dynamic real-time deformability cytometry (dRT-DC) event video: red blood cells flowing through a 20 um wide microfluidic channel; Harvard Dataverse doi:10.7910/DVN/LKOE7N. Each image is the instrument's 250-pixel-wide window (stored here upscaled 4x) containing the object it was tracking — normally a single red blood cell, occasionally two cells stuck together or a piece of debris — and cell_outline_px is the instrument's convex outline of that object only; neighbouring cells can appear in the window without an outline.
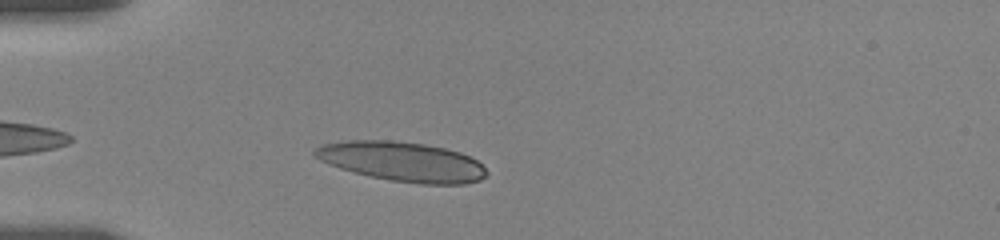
{"species": "human", "species_latin": "Homo sapiens", "temperature_condition": "room temperature", "stored_images_in_passage": 53, "camera_frame_rate_fps": 3000, "um_per_image_px": 0.085, "donor": {"sex": "female"}, "frame": {"image": 1, "passage_image": 4, "time_ms": 1.0, "image_size_px": [1000, 240], "cell_outline_px": [[488, 172], [480, 180], [464, 184], [420, 184], [392, 180], [352, 172], [340, 168], [320, 160], [312, 156], [312, 152], [320, 144], [348, 140], [392, 140], [424, 144], [444, 148], [460, 152], [476, 160]], "centroid_in_image_um": [34.15, 13.73], "position_along_channel_um": 50.9, "area_um2": 39.48}}
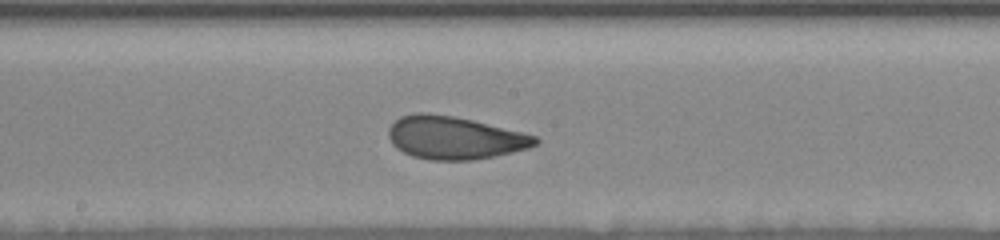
{"frame": {"image": 2, "passage_image": 23, "time_ms": 6.0, "image_size_px": [1000, 240], "cell_outline_px": [[540, 140], [536, 144], [528, 148], [492, 156], [472, 160], [428, 160], [412, 156], [396, 148], [392, 144], [388, 136], [388, 128], [400, 116], [416, 112], [428, 112], [456, 116], [536, 136]], "centroid_in_image_um": [38.57, 11.7], "position_along_channel_um": 209.6, "area_um2": 36.53}}
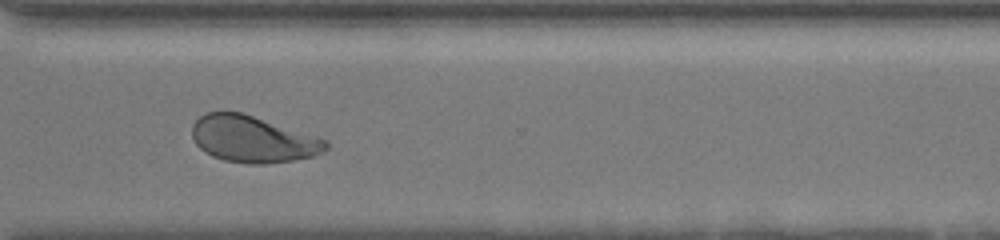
{"frame": {"image": 3, "passage_image": 45, "time_ms": 10.0, "image_size_px": [1000, 240], "cell_outline_px": [[328, 148], [312, 156], [292, 160], [268, 164], [248, 164], [224, 160], [212, 156], [204, 152], [196, 144], [192, 136], [192, 124], [204, 112], [240, 112], [328, 140]], "centroid_in_image_um": [21.45, 11.84], "position_along_channel_um": 349.2, "area_um2": 36.01}, "authors_computed_cell_mechanics": {"area_um2": 36.1828, "velocity_mm_per_s": 3.494, "shape_relaxation_time_tau1_ms": 4.8702, "shape_relaxation_time_tau2_ms": 1.3028, "deformation_change_tau1": 0.1768, "deformation_change_tau2": 0.0819}}